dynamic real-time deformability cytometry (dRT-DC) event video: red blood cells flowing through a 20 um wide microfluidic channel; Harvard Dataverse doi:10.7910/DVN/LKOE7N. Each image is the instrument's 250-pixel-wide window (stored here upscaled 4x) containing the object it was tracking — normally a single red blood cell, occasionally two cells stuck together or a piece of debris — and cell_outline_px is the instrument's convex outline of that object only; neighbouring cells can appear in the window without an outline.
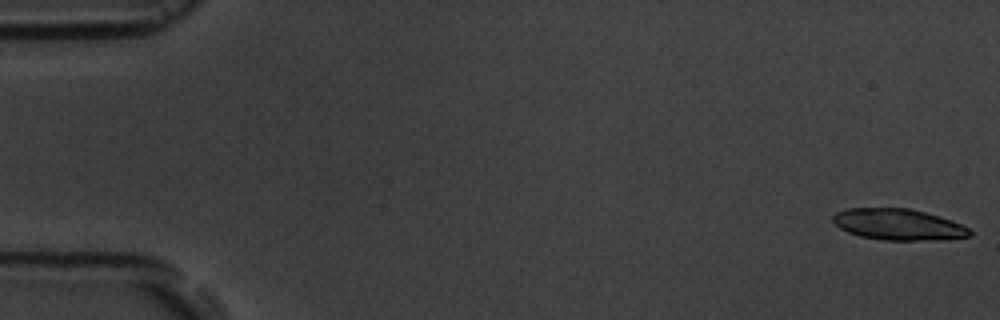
{"species": "common noctule bat (a hibernating species)", "species_latin": "Nyctalus noctula", "temperature_condition": "room temperature", "stored_images_in_passage": 7, "camera_frame_rate_fps": 3000, "um_per_image_px": 0.085, "animal": {"sex": "male", "body_mass_g": 19.5, "forearm_length_mm": 54.6}, "frame": {"image": 1, "passage_image": 1, "time_ms": 0.0, "image_size_px": [1000, 320], "cell_outline_px": [[972, 236], [944, 240], [884, 240], [860, 236], [848, 232], [840, 228], [832, 220], [832, 216], [836, 212], [844, 208], [908, 208], [940, 216], [952, 220], [968, 228], [972, 232]], "centroid_in_image_um": [76.37, 19.08], "position_along_channel_um": 8.6, "area_um2": 25.03}}
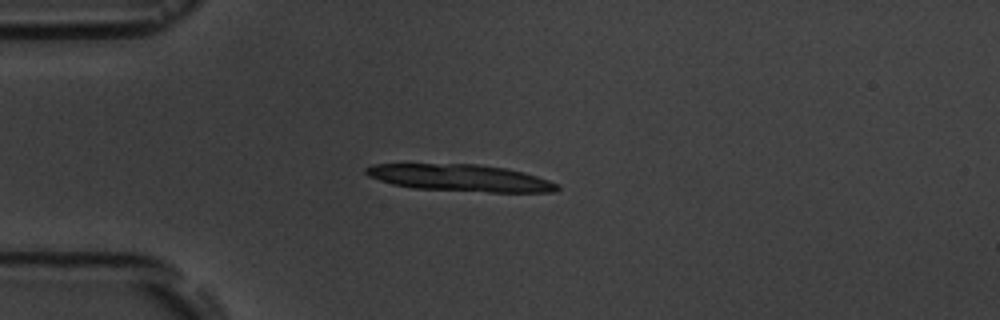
{"frame": {"image": 2, "passage_image": 5, "time_ms": 4.333, "image_size_px": [1000, 320], "cell_outline_px": [[560, 188], [556, 192], [488, 192], [412, 188], [392, 184], [368, 176], [364, 172], [364, 168], [372, 164], [476, 164], [504, 168], [524, 172], [560, 184]], "centroid_in_image_um": [39.13, 15.12], "position_along_channel_um": 45.9, "area_um2": 30.0}}
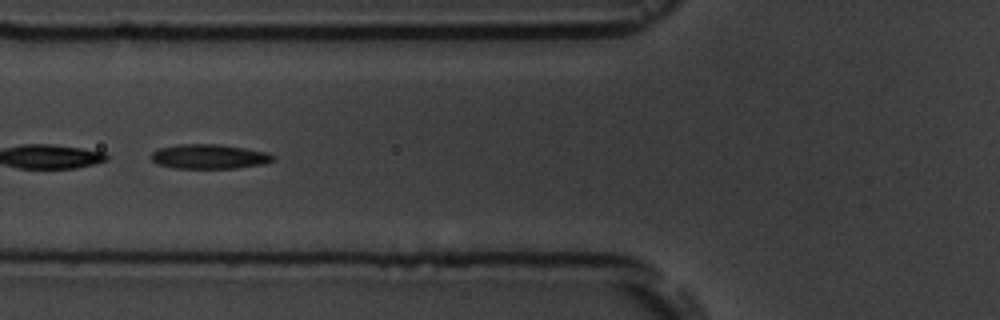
{"frame": {"image": 3, "passage_image": 7, "time_ms": 6.667, "image_size_px": [1000, 320], "cell_outline_px": [[272, 160], [264, 164], [236, 168], [172, 168], [156, 164], [152, 160], [152, 152], [160, 148], [180, 144], [216, 144], [244, 148], [268, 152], [272, 156]], "centroid_in_image_um": [17.75, 13.31], "position_along_channel_um": 108.1, "area_um2": 17.28}}